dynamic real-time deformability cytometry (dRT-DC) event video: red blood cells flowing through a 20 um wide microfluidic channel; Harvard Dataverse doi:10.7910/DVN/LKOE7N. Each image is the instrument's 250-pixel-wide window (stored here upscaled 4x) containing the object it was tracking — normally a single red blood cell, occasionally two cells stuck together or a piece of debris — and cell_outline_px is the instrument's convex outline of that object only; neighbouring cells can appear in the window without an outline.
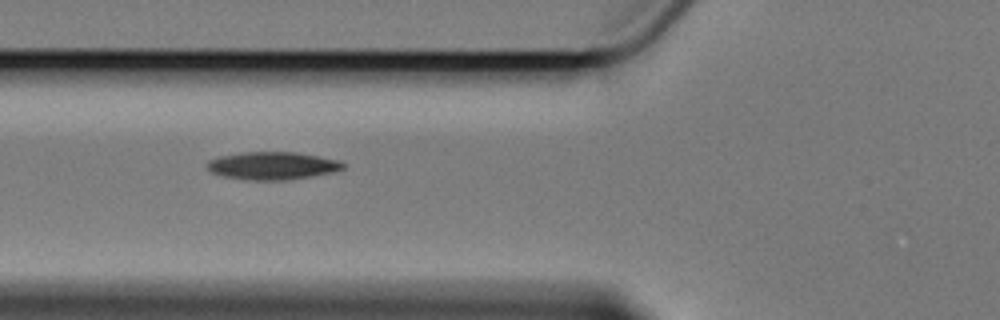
{"species": "Egyptian fruit bat (a non-hibernating species)", "species_latin": "Rousettus aegyptiacus", "temperature_condition": "cold", "stored_images_in_passage": 6, "camera_frame_rate_fps": 3000, "um_per_image_px": 0.085, "animal": {"sex": "female"}, "frame": {"image": 1, "passage_image": 5, "time_ms": 5.667, "image_size_px": [1000, 320], "cell_outline_px": [[344, 168], [332, 172], [312, 176], [288, 180], [244, 180], [224, 176], [212, 172], [208, 168], [208, 160], [220, 156], [240, 152], [296, 152], [340, 160], [344, 164]], "centroid_in_image_um": [23.16, 14.08], "position_along_channel_um": 102.6, "area_um2": 21.96}}
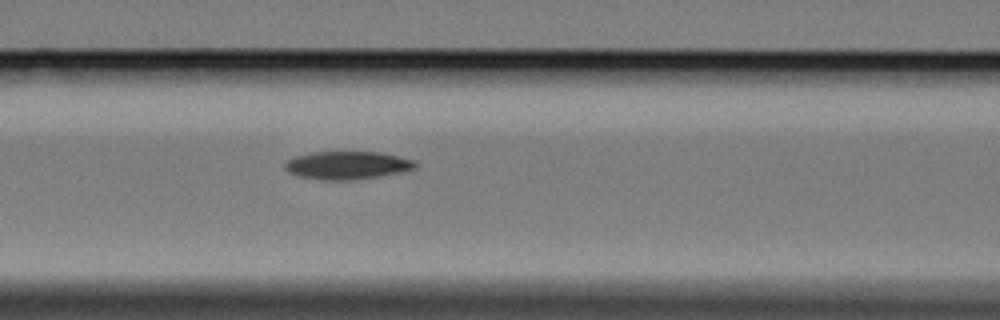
{"frame": {"image": 2, "passage_image": 6, "time_ms": 6.667, "image_size_px": [1000, 320], "cell_outline_px": [[416, 168], [400, 172], [380, 176], [356, 180], [320, 180], [296, 176], [288, 172], [284, 168], [284, 164], [288, 160], [296, 156], [316, 152], [380, 152], [416, 160]], "centroid_in_image_um": [29.51, 14.06], "position_along_channel_um": 137.1, "area_um2": 21.39}}